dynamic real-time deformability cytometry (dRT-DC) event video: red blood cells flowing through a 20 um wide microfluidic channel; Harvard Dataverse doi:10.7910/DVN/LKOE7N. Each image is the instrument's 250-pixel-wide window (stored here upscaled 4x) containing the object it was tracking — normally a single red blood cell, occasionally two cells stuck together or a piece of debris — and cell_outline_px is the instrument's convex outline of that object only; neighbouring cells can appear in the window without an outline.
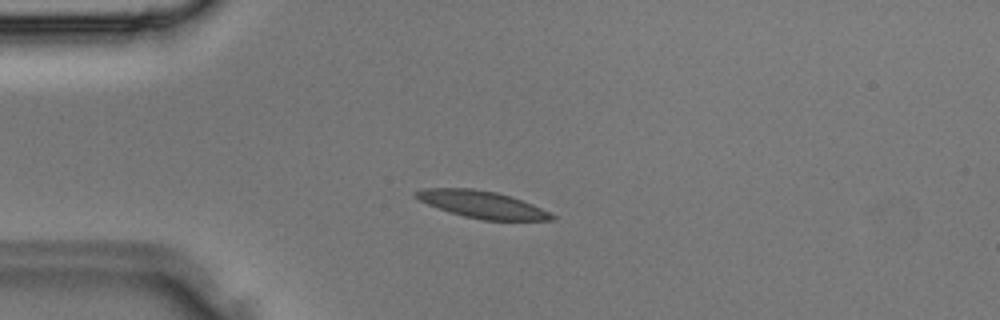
{"species": "Egyptian fruit bat (a non-hibernating species)", "species_latin": "Rousettus aegyptiacus", "temperature_condition": "room temperature", "stored_images_in_passage": 36, "camera_frame_rate_fps": 3000, "um_per_image_px": 0.085, "animal": {"sex": "male"}, "frame": {"image": 1, "passage_image": 9, "time_ms": 2.667, "image_size_px": [1000, 320], "cell_outline_px": [[556, 220], [484, 220], [464, 216], [428, 204], [412, 196], [412, 192], [424, 188], [472, 188], [496, 192], [532, 204], [556, 216]], "centroid_in_image_um": [40.94, 17.37], "position_along_channel_um": 44.1, "area_um2": 21.15}}
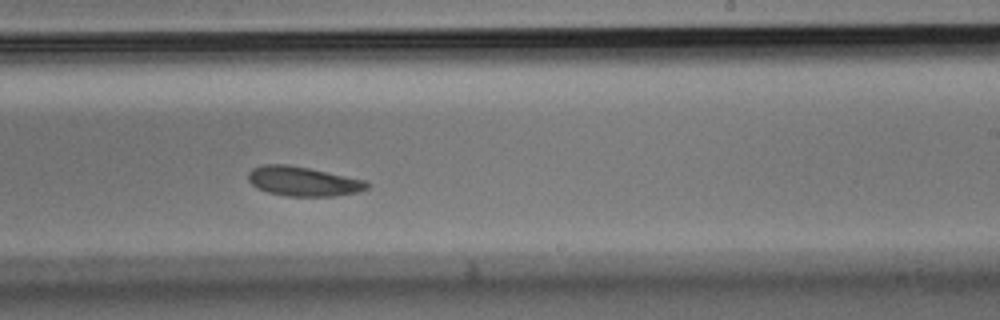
{"frame": {"image": 2, "passage_image": 22, "time_ms": 7.0, "image_size_px": [1000, 320], "cell_outline_px": [[368, 188], [356, 192], [336, 196], [288, 196], [268, 192], [256, 188], [248, 180], [248, 172], [252, 168], [264, 164], [288, 164], [368, 180]], "centroid_in_image_um": [25.75, 15.41], "position_along_channel_um": 263.2, "area_um2": 20.46}}
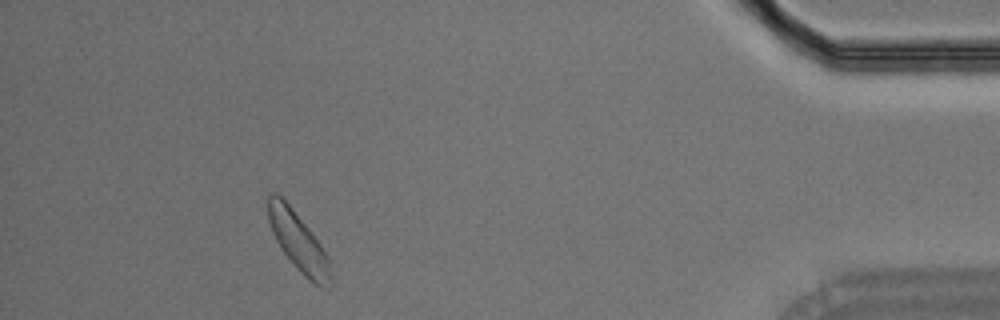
{"frame": {"image": 3, "passage_image": 33, "time_ms": 10.667, "image_size_px": [1000, 320], "cell_outline_px": [[332, 284], [328, 288], [316, 284], [308, 280], [300, 272], [284, 252], [276, 240], [272, 232], [268, 220], [268, 192], [276, 192], [292, 208], [308, 228], [320, 244], [328, 256], [332, 280]], "centroid_in_image_um": [25.36, 20.56], "position_along_channel_um": 409.8, "area_um2": 21.1}}